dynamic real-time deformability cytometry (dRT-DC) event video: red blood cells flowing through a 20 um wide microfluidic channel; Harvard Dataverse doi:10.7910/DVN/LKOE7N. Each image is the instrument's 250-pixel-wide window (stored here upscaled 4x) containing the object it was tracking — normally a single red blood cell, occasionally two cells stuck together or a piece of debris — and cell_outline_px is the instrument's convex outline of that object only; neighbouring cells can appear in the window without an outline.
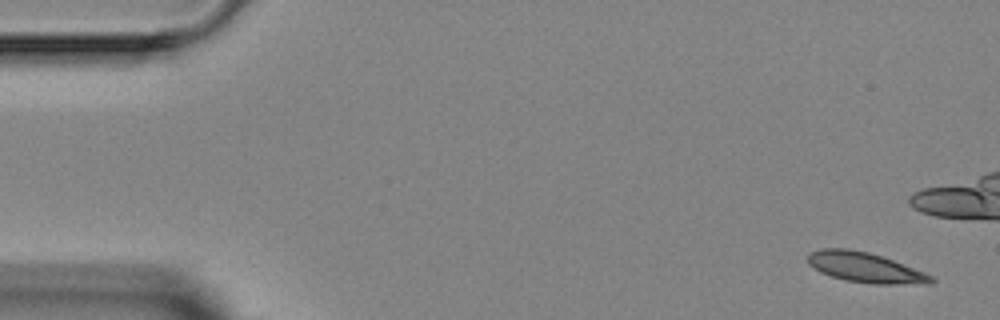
{"species": "Egyptian fruit bat (a non-hibernating species)", "species_latin": "Rousettus aegyptiacus", "temperature_condition": "room temperature", "stored_images_in_passage": 5, "camera_frame_rate_fps": 3000, "um_per_image_px": 0.085, "animal": {"sex": "female"}, "frame": {"image": 1, "passage_image": 1, "time_ms": 0.0, "image_size_px": [1000, 320], "cell_outline_px": [[936, 280], [932, 284], [872, 284], [848, 280], [832, 276], [820, 272], [808, 264], [808, 256], [812, 252], [824, 248], [848, 248], [868, 252], [892, 260], [924, 272], [932, 276]], "centroid_in_image_um": [73.57, 22.74], "position_along_channel_um": 11.4, "area_um2": 21.39}}